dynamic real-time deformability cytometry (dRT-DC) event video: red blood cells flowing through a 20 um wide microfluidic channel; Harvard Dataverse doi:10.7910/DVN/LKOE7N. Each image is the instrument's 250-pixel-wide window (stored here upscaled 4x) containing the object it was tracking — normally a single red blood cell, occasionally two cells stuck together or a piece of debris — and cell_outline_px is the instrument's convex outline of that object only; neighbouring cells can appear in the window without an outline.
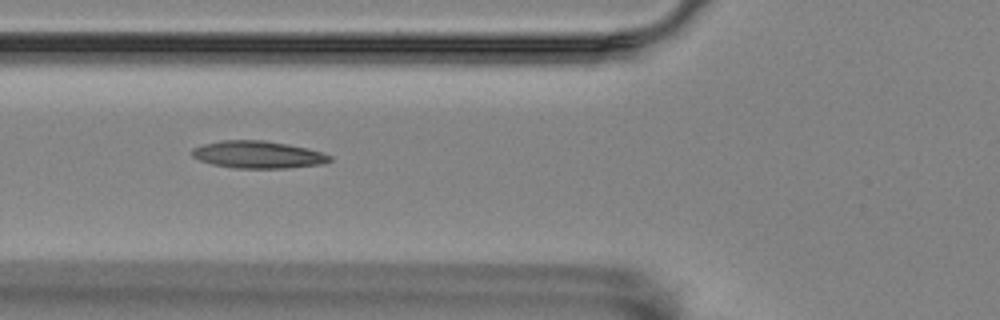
{"species": "Egyptian fruit bat (a non-hibernating species)", "species_latin": "Rousettus aegyptiacus", "temperature_condition": "room temperature", "stored_images_in_passage": 3, "camera_frame_rate_fps": 3000, "um_per_image_px": 0.085, "animal": {"sex": "female"}, "frame": {"image": 1, "passage_image": 3, "time_ms": 0.667, "image_size_px": [1000, 320], "cell_outline_px": [[332, 160], [320, 164], [288, 168], [232, 168], [212, 164], [200, 160], [192, 156], [192, 148], [200, 144], [220, 140], [264, 140], [288, 144], [308, 148], [332, 156]], "centroid_in_image_um": [21.89, 13.13], "position_along_channel_um": 103.9, "area_um2": 22.02}}